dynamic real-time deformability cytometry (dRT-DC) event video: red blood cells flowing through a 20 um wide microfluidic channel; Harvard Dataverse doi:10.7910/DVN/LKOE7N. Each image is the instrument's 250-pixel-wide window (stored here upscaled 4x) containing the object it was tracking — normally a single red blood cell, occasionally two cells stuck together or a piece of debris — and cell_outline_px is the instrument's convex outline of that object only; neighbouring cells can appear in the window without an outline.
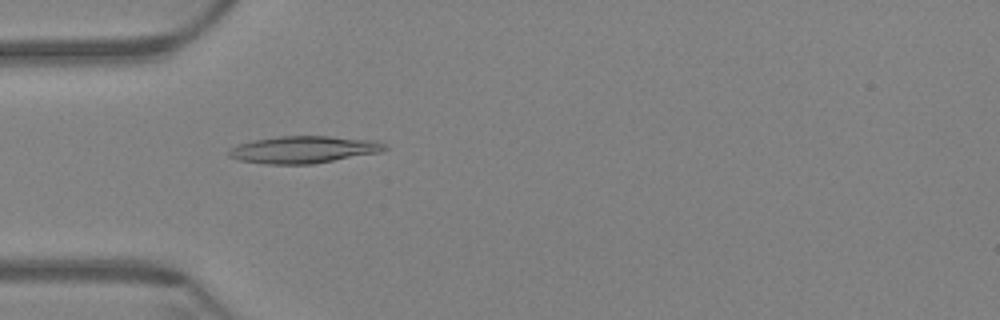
{"species": "Egyptian fruit bat (a non-hibernating species)", "species_latin": "Rousettus aegyptiacus", "temperature_condition": "warm", "stored_images_in_passage": 59, "camera_frame_rate_fps": 3000, "um_per_image_px": 0.085, "animal": {"sex": "female"}, "frame": {"image": 1, "passage_image": 18, "time_ms": 5.667, "image_size_px": [1000, 320], "cell_outline_px": [[388, 148], [380, 152], [312, 164], [268, 164], [240, 160], [228, 156], [228, 148], [236, 144], [252, 140], [280, 136], [328, 136], [376, 140], [388, 144]], "centroid_in_image_um": [25.8, 12.7], "position_along_channel_um": 59.2, "area_um2": 24.8}}
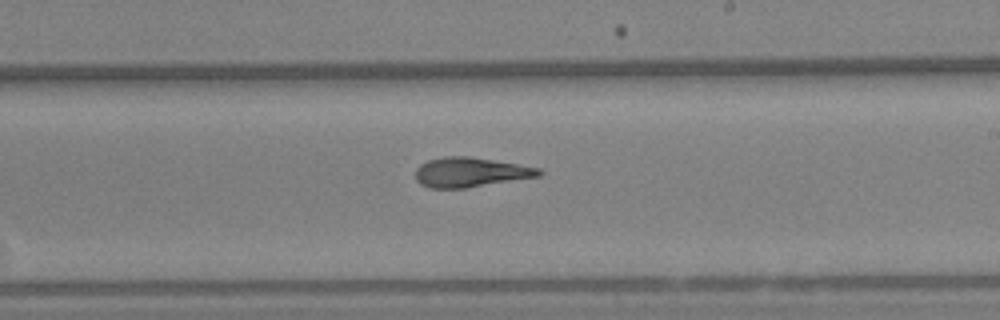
{"frame": {"image": 2, "passage_image": 35, "time_ms": 11.333, "image_size_px": [1000, 320], "cell_outline_px": [[544, 172], [540, 176], [464, 188], [428, 188], [420, 184], [416, 180], [416, 168], [420, 164], [428, 160], [444, 156], [468, 156], [540, 168]], "centroid_in_image_um": [39.95, 14.64], "position_along_channel_um": 249.0, "area_um2": 21.21}}
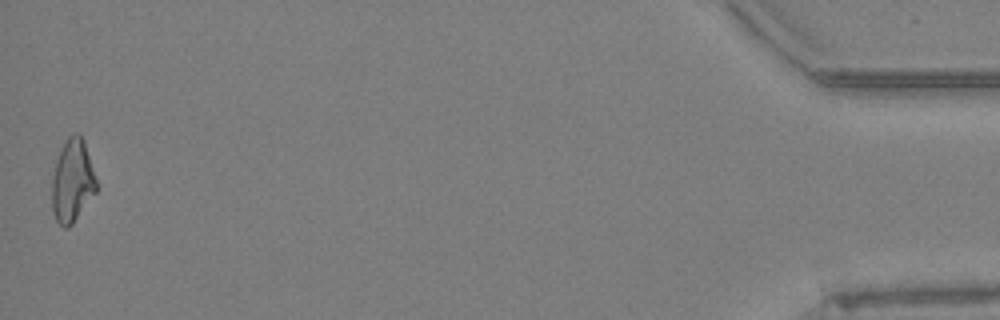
{"frame": {"image": 3, "passage_image": 59, "time_ms": 19.333, "image_size_px": [1000, 320], "cell_outline_px": [[96, 192], [72, 224], [68, 228], [64, 228], [56, 220], [52, 212], [52, 176], [56, 160], [68, 136], [72, 132], [80, 132], [84, 140], [96, 180]], "centroid_in_image_um": [6.14, 15.37], "position_along_channel_um": 429.1, "area_um2": 21.39}, "authors_computed_cell_mechanics": {"area_um2": 21.9062, "velocity_mm_per_s": 3.4162, "shape_relaxation_time_tau1_ms": null, "shape_relaxation_time_tau2_ms": 3.0682, "deformation_change_tau1": null, "deformation_change_tau2": 0.1179}}